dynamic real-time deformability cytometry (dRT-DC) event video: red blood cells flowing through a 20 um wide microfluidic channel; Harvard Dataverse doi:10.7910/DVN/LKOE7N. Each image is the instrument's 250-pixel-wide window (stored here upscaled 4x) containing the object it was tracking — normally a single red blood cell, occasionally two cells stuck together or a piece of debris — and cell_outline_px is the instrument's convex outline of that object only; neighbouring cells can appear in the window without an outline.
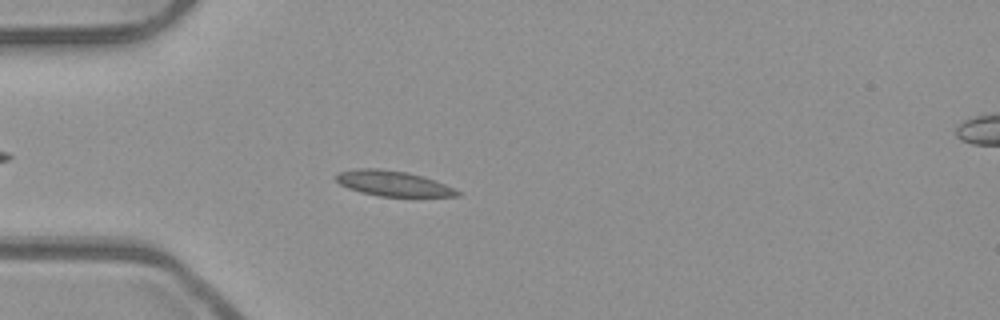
{"species": "common noctule bat (a hibernating species)", "species_latin": "Nyctalus noctula", "temperature_condition": "room temperature", "stored_images_in_passage": 45, "camera_frame_rate_fps": 3000, "um_per_image_px": 0.085, "animal": {"sex": "male", "body_mass_g": 23.1, "forearm_length_mm": 52.7}, "frame": {"image": 1, "passage_image": 7, "time_ms": 2.0, "image_size_px": [1000, 320], "cell_outline_px": [[460, 196], [380, 196], [360, 192], [348, 188], [340, 184], [336, 180], [336, 176], [340, 172], [360, 168], [376, 168], [408, 172], [424, 176], [436, 180], [460, 192]], "centroid_in_image_um": [33.41, 15.59], "position_along_channel_um": 51.6, "area_um2": 17.69}}
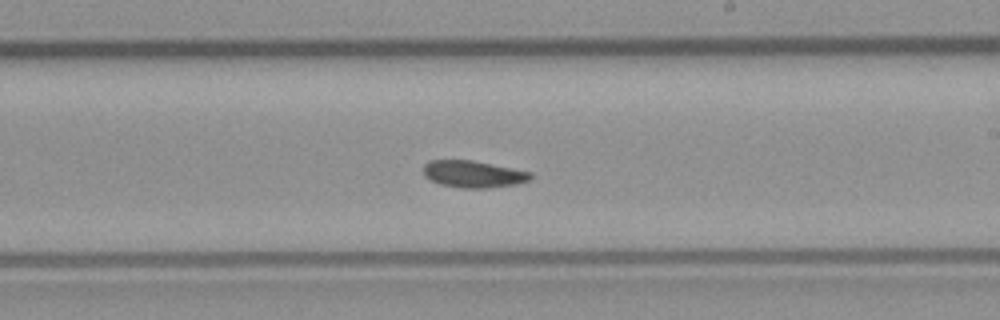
{"frame": {"image": 2, "passage_image": 23, "time_ms": 7.333, "image_size_px": [1000, 320], "cell_outline_px": [[532, 176], [528, 180], [516, 184], [488, 188], [460, 188], [440, 184], [428, 180], [424, 176], [424, 164], [428, 160], [472, 160], [532, 172]], "centroid_in_image_um": [40.19, 14.8], "position_along_channel_um": 248.8, "area_um2": 16.88}}
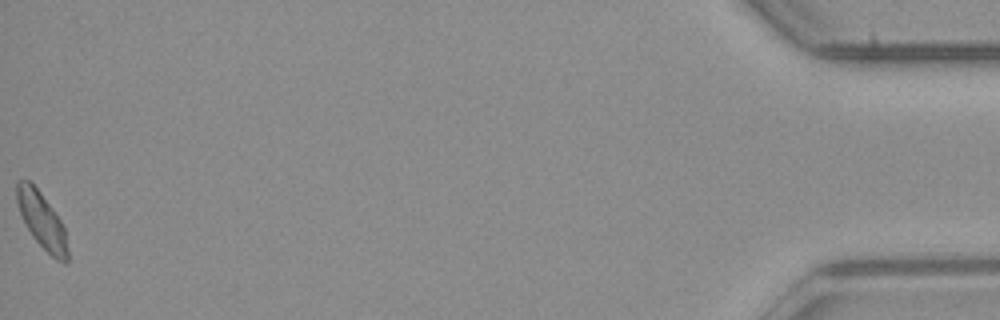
{"frame": {"image": 3, "passage_image": 45, "time_ms": 14.667, "image_size_px": [1000, 320], "cell_outline_px": [[68, 260], [64, 264], [56, 260], [32, 236], [20, 212], [16, 200], [16, 180], [28, 180], [36, 188], [60, 220], [64, 228], [68, 252]], "centroid_in_image_um": [3.55, 18.76], "position_along_channel_um": 431.7, "area_um2": 16.07}}